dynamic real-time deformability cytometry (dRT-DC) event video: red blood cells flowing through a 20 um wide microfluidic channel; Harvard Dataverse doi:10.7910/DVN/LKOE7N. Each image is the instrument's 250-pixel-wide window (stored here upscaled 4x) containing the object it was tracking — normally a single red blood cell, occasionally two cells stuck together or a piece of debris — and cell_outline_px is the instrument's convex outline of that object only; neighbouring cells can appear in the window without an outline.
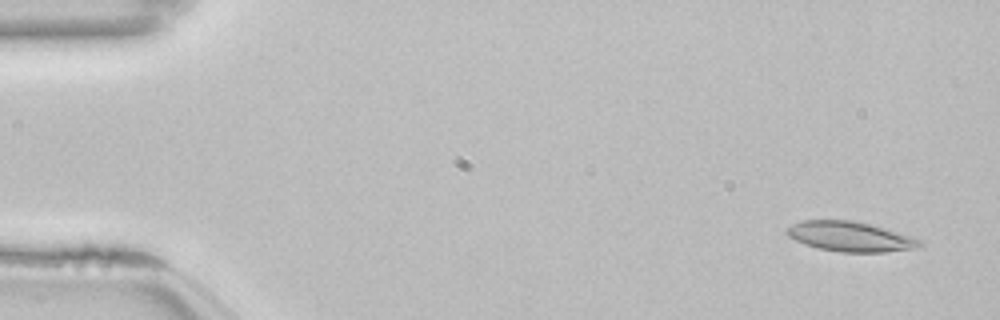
{"species": "common noctule bat (a hibernating species)", "species_latin": "Nyctalus noctula", "temperature_condition": "room temperature", "stored_images_in_passage": 53, "camera_frame_rate_fps": 3000, "um_per_image_px": 0.085, "animal": {"sex": "female", "body_mass_g": 22.7, "forearm_length_mm": 54.2}, "frame": {"image": 1, "passage_image": 3, "time_ms": 0.667, "image_size_px": [1000, 320], "cell_outline_px": [[924, 244], [920, 248], [884, 252], [840, 252], [820, 248], [804, 244], [788, 236], [784, 232], [784, 228], [792, 224], [804, 220], [852, 220], [872, 224], [920, 240]], "centroid_in_image_um": [72.24, 20.1], "position_along_channel_um": 12.8, "area_um2": 23.18}}
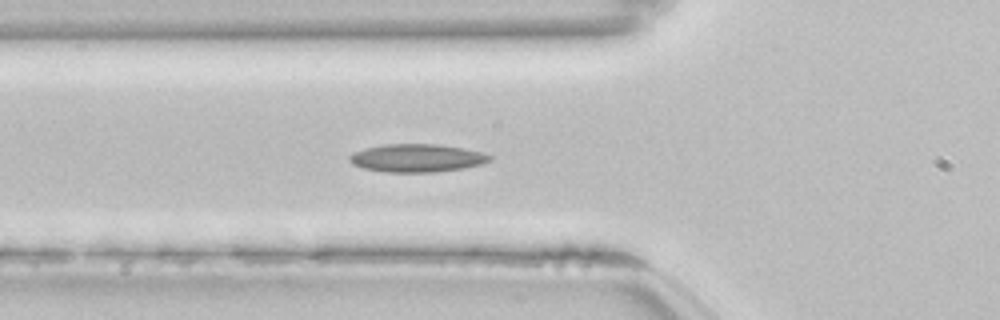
{"frame": {"image": 2, "passage_image": 19, "time_ms": 6.0, "image_size_px": [1000, 320], "cell_outline_px": [[492, 160], [484, 164], [464, 168], [436, 172], [388, 172], [364, 168], [352, 164], [348, 160], [348, 156], [364, 148], [384, 144], [440, 144], [464, 148], [480, 152], [492, 156]], "centroid_in_image_um": [35.46, 13.43], "position_along_channel_um": 90.3, "area_um2": 23.0}}
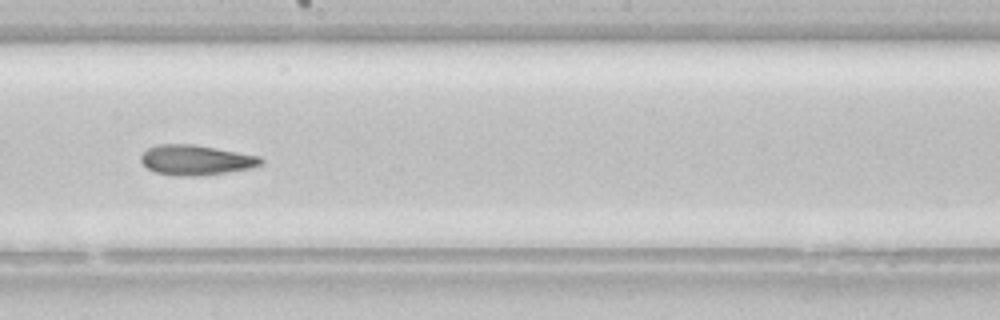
{"frame": {"image": 3, "passage_image": 30, "time_ms": 9.667, "image_size_px": [1000, 320], "cell_outline_px": [[264, 160], [260, 164], [248, 168], [224, 172], [196, 176], [172, 176], [156, 172], [148, 168], [140, 160], [140, 156], [148, 148], [156, 144], [192, 144], [216, 148], [260, 156]], "centroid_in_image_um": [16.6, 13.59], "position_along_channel_um": 231.6, "area_um2": 20.81}, "authors_computed_cell_mechanics": {"area_um2": 22.542, "velocity_mm_per_s": 3.8316, "shape_relaxation_time_tau1_ms": null, "shape_relaxation_time_tau2_ms": 3.4873, "deformation_change_tau1": null, "deformation_change_tau2": 0.1099}}